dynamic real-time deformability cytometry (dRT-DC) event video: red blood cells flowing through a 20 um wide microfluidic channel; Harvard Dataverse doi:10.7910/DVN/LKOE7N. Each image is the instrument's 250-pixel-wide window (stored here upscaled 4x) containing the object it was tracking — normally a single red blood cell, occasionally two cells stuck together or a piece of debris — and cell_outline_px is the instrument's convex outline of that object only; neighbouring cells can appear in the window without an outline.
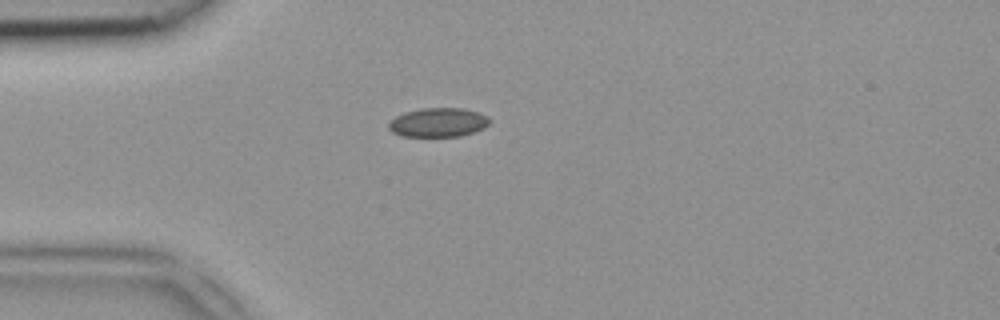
{"species": "common noctule bat (a hibernating species)", "species_latin": "Nyctalus noctula", "temperature_condition": "room temperature", "stored_images_in_passage": 36, "camera_frame_rate_fps": 3000, "um_per_image_px": 0.085, "animal": {"sex": "female", "body_mass_g": 18.4}, "frame": {"image": 1, "passage_image": 1, "time_ms": 0.0, "image_size_px": [1000, 320], "cell_outline_px": [[492, 120], [484, 128], [460, 136], [404, 136], [392, 132], [388, 128], [388, 124], [396, 116], [404, 112], [420, 108], [464, 108], [488, 116]], "centroid_in_image_um": [37.25, 10.4], "position_along_channel_um": 47.7, "area_um2": 17.05}}
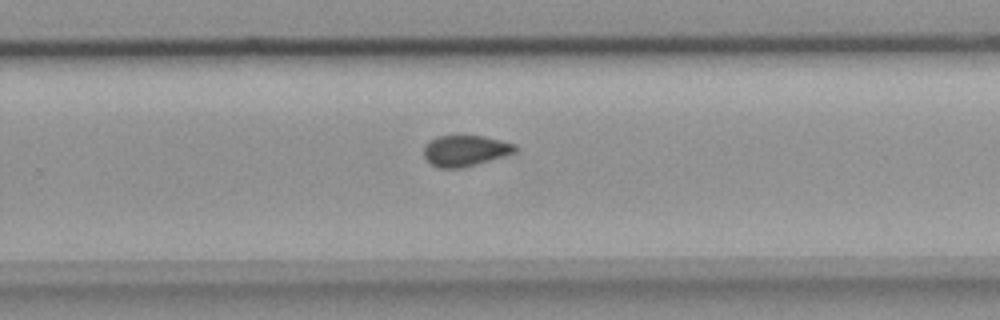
{"frame": {"image": 2, "passage_image": 19, "time_ms": 6.0, "image_size_px": [1000, 320], "cell_outline_px": [[516, 152], [504, 156], [476, 164], [460, 168], [440, 168], [432, 164], [424, 156], [424, 148], [428, 140], [436, 136], [484, 136], [516, 144]], "centroid_in_image_um": [39.54, 12.8], "position_along_channel_um": 290.3, "area_um2": 16.36}}
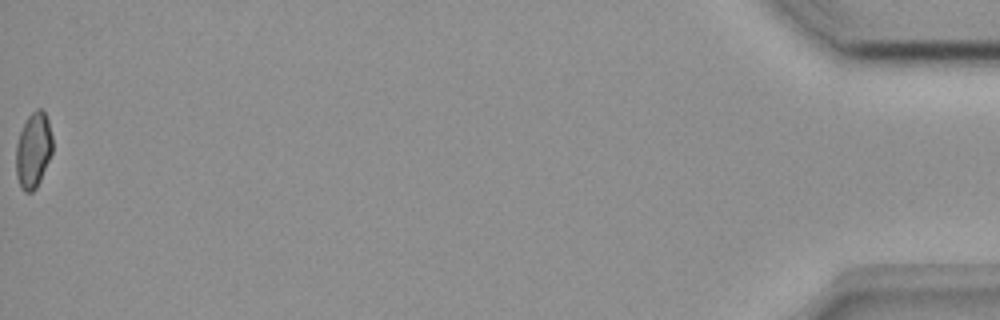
{"frame": {"image": 3, "passage_image": 36, "time_ms": 11.667, "image_size_px": [1000, 320], "cell_outline_px": [[52, 152], [40, 180], [36, 188], [32, 192], [24, 192], [20, 188], [16, 176], [16, 144], [20, 132], [28, 116], [36, 108], [40, 108], [44, 112], [48, 120], [52, 136]], "centroid_in_image_um": [2.82, 12.78], "position_along_channel_um": 432.4, "area_um2": 16.07}}